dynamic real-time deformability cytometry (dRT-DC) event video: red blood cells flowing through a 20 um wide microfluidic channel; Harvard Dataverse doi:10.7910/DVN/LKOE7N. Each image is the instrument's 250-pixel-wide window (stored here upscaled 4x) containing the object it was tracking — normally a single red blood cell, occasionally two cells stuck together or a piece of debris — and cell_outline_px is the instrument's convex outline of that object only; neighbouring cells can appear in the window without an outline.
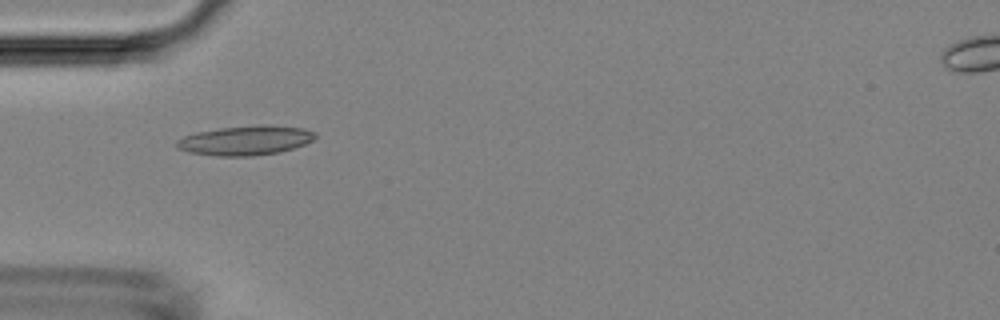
{"species": "Egyptian fruit bat (a non-hibernating species)", "species_latin": "Rousettus aegyptiacus", "temperature_condition": "room temperature", "stored_images_in_passage": 8, "camera_frame_rate_fps": 3000, "um_per_image_px": 0.085, "animal": {"sex": "female"}, "frame": {"image": 1, "passage_image": 4, "time_ms": 4.333, "image_size_px": [1000, 320], "cell_outline_px": [[316, 136], [312, 140], [304, 144], [280, 152], [252, 156], [216, 156], [188, 152], [176, 148], [176, 140], [184, 136], [196, 132], [220, 128], [256, 124], [268, 124], [304, 128], [316, 132]], "centroid_in_image_um": [20.85, 11.92], "position_along_channel_um": 64.1, "area_um2": 24.04}}
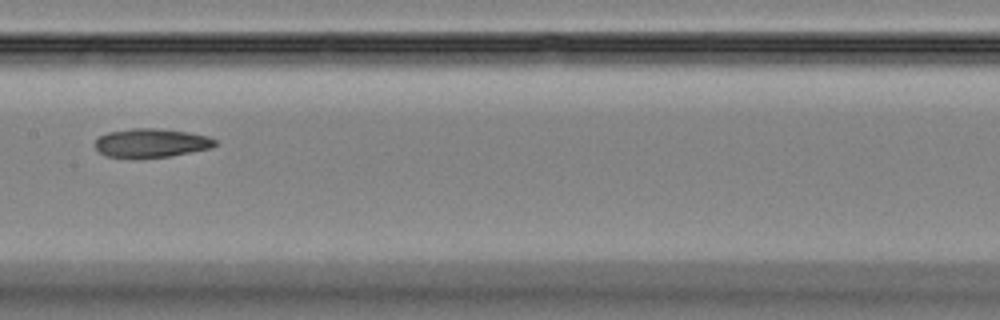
{"frame": {"image": 2, "passage_image": 7, "time_ms": 7.667, "image_size_px": [1000, 320], "cell_outline_px": [[216, 144], [212, 148], [168, 156], [132, 160], [104, 156], [96, 148], [96, 140], [100, 136], [108, 132], [132, 128], [152, 128], [188, 132], [208, 136], [216, 140]], "centroid_in_image_um": [12.81, 12.18], "position_along_channel_um": 194.6, "area_um2": 20.46}}
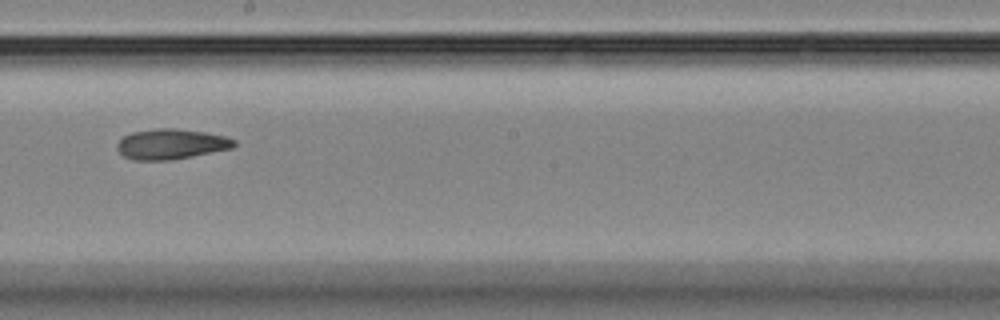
{"frame": {"image": 3, "passage_image": 8, "time_ms": 8.667, "image_size_px": [1000, 320], "cell_outline_px": [[236, 144], [232, 148], [172, 160], [132, 160], [124, 156], [116, 148], [116, 144], [124, 136], [132, 132], [156, 128], [176, 128], [204, 132], [224, 136], [236, 140]], "centroid_in_image_um": [14.53, 12.24], "position_along_channel_um": 233.7, "area_um2": 20.63}}